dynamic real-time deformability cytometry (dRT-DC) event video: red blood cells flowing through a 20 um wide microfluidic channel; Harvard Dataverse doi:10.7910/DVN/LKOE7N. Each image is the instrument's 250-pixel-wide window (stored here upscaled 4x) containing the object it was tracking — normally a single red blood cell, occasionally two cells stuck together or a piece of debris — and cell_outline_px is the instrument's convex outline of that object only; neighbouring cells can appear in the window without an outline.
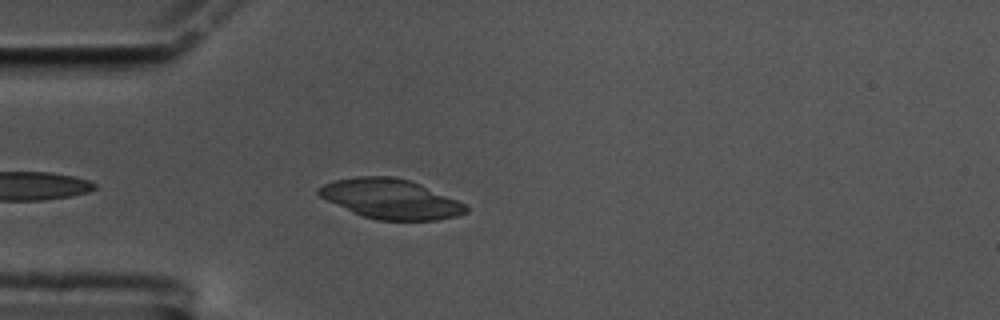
{"species": "common noctule bat (a hibernating species)", "species_latin": "Nyctalus noctula", "temperature_condition": "cold", "stored_images_in_passage": 26, "camera_frame_rate_fps": 3000, "um_per_image_px": 0.085, "animal": {"sex": "male", "body_mass_g": 17.5, "forearm_length_mm": 52.3}, "frame": {"image": 1, "passage_image": 4, "time_ms": 1.0, "image_size_px": [1000, 320], "cell_outline_px": [[468, 212], [456, 216], [436, 220], [376, 220], [360, 216], [320, 196], [316, 192], [316, 188], [324, 184], [336, 180], [356, 176], [396, 176], [412, 180], [468, 204]], "centroid_in_image_um": [33.24, 16.9], "position_along_channel_um": 51.8, "area_um2": 34.39}}
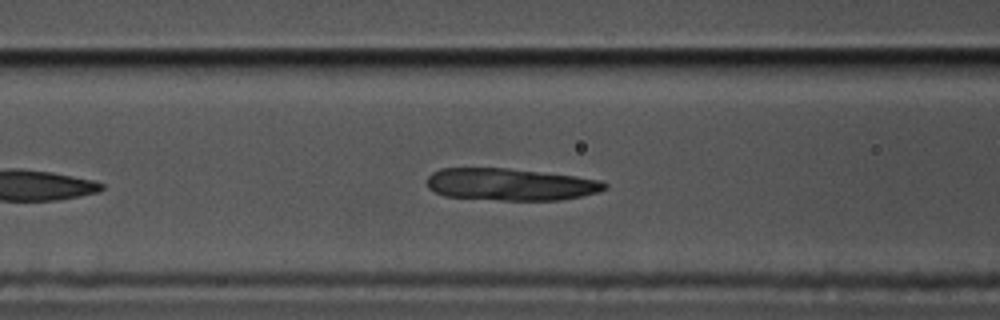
{"frame": {"image": 2, "passage_image": 11, "time_ms": 3.333, "image_size_px": [1000, 320], "cell_outline_px": [[608, 188], [596, 192], [580, 196], [560, 200], [500, 200], [444, 196], [428, 188], [428, 176], [432, 172], [440, 168], [508, 168], [576, 176], [600, 180], [608, 184]], "centroid_in_image_um": [43.38, 15.67], "position_along_channel_um": 123.2, "area_um2": 33.23}}
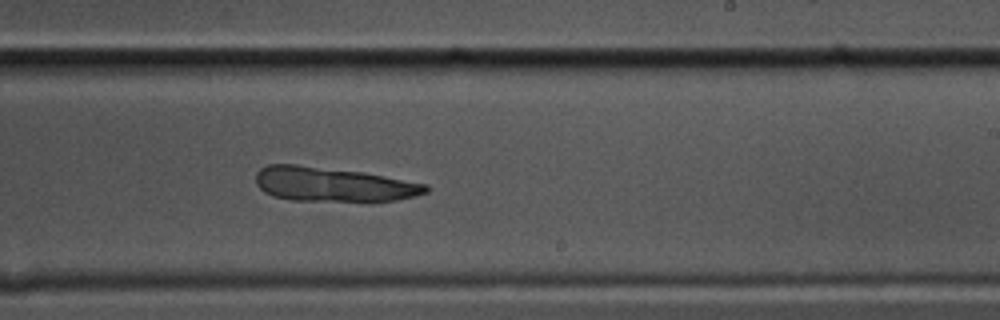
{"frame": {"image": 3, "passage_image": 23, "time_ms": 7.333, "image_size_px": [1000, 320], "cell_outline_px": [[428, 192], [396, 200], [292, 200], [272, 196], [264, 192], [256, 184], [256, 172], [260, 168], [268, 164], [296, 164], [364, 172], [428, 184]], "centroid_in_image_um": [28.26, 15.65], "position_along_channel_um": 260.7, "area_um2": 33.76}}